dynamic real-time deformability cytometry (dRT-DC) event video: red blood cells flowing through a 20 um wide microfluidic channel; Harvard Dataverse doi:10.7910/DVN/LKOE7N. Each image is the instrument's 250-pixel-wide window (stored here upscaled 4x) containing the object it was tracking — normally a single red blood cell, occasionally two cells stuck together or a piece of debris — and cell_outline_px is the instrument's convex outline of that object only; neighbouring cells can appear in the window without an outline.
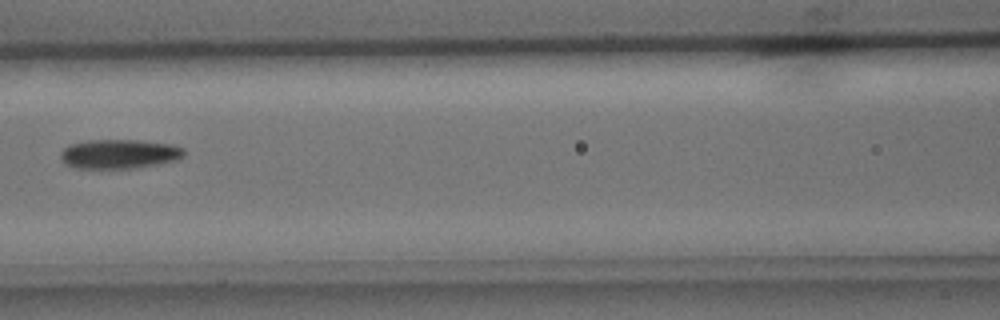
{"species": "common noctule bat (a hibernating species)", "species_latin": "Nyctalus noctula", "temperature_condition": "cold", "stored_images_in_passage": 3, "camera_frame_rate_fps": 3000, "um_per_image_px": 0.085, "animal": {"sex": "male", "body_mass_g": 15.6}, "frame": {"image": 1, "passage_image": 3, "time_ms": 0.667, "image_size_px": [1000, 320], "cell_outline_px": [[184, 156], [176, 160], [160, 164], [140, 168], [72, 168], [64, 164], [60, 160], [60, 152], [68, 144], [88, 140], [140, 140], [172, 144], [184, 148]], "centroid_in_image_um": [10.11, 13.09], "position_along_channel_um": 156.5, "area_um2": 21.5}}